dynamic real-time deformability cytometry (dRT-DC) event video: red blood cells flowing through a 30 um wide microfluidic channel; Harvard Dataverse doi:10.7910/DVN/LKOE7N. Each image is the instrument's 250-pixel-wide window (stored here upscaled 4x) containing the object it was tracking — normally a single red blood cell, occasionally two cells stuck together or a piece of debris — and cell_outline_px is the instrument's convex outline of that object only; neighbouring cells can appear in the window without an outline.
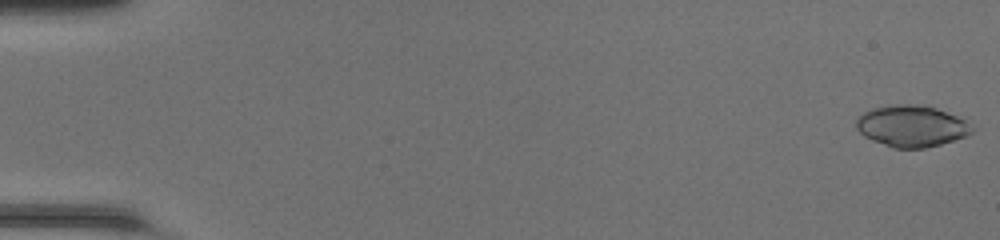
{"species": "common noctule bat (a hibernating species)", "species_latin": "Nyctalus noctula", "temperature_condition": "room temperature", "stored_images_in_passage": 49, "camera_frame_rate_fps": 3000, "um_per_image_px": 0.085, "animal": {"sex": "female", "body_mass_g": 20.0, "forearm_length_mm": 54.0}, "frame": {"image": 1, "passage_image": 1, "time_ms": 0.0, "image_size_px": [1000, 240], "cell_outline_px": [[972, 132], [968, 136], [940, 144], [924, 148], [892, 148], [872, 140], [864, 136], [856, 128], [856, 120], [864, 112], [872, 108], [892, 104], [924, 104], [936, 108], [956, 116], [972, 124]], "centroid_in_image_um": [77.48, 10.71], "position_along_channel_um": 7.5, "area_um2": 28.03}}
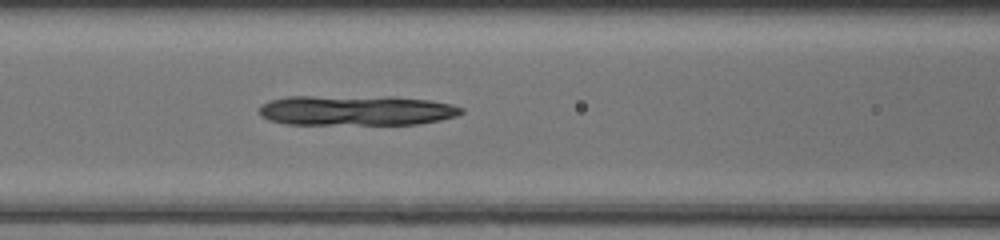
{"frame": {"image": 2, "passage_image": 22, "time_ms": 7.0, "image_size_px": [1000, 240], "cell_outline_px": [[464, 112], [456, 116], [440, 120], [420, 124], [284, 124], [268, 120], [260, 116], [260, 104], [268, 100], [284, 96], [392, 96], [428, 100], [452, 104], [464, 108]], "centroid_in_image_um": [30.25, 9.37], "position_along_channel_um": 136.4, "area_um2": 36.13}}
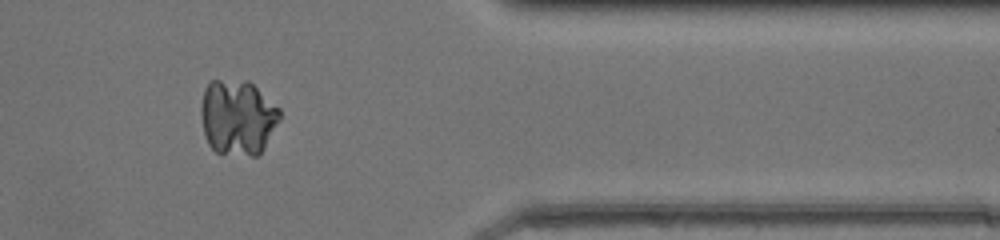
{"frame": {"image": 3, "passage_image": 41, "time_ms": 13.333, "image_size_px": [1000, 240], "cell_outline_px": [[280, 120], [264, 148], [256, 156], [252, 156], [216, 152], [208, 144], [204, 136], [200, 112], [200, 104], [204, 88], [212, 80], [248, 80], [280, 108]], "centroid_in_image_um": [20.18, 9.97], "position_along_channel_um": 391.2, "area_um2": 34.85}}